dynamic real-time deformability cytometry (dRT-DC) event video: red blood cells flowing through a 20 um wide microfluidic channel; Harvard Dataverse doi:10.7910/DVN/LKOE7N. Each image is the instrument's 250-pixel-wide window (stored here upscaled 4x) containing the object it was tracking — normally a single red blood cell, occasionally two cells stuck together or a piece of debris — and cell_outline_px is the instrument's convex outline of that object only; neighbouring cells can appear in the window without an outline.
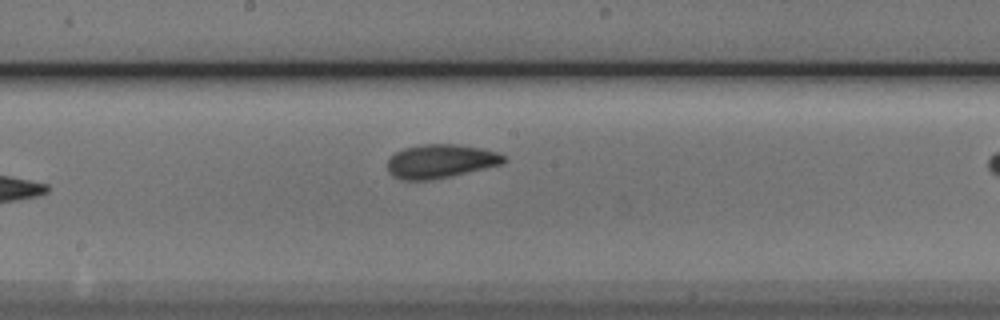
{"species": "Egyptian fruit bat (a non-hibernating species)", "species_latin": "Rousettus aegyptiacus", "temperature_condition": "cold", "stored_images_in_passage": 8, "segment_of_instrument_passage": [1, 2], "camera_frame_rate_fps": 3000, "um_per_image_px": 0.085, "animal": {"sex": "male"}, "frame": {"image": 1, "passage_image": 7, "time_ms": 7.0, "image_size_px": [1000, 320], "cell_outline_px": [[504, 164], [448, 176], [428, 180], [400, 180], [392, 176], [388, 172], [388, 160], [396, 152], [404, 148], [424, 144], [456, 144], [480, 148], [496, 152], [504, 156]], "centroid_in_image_um": [37.41, 13.7], "position_along_channel_um": 210.8, "area_um2": 22.6}}